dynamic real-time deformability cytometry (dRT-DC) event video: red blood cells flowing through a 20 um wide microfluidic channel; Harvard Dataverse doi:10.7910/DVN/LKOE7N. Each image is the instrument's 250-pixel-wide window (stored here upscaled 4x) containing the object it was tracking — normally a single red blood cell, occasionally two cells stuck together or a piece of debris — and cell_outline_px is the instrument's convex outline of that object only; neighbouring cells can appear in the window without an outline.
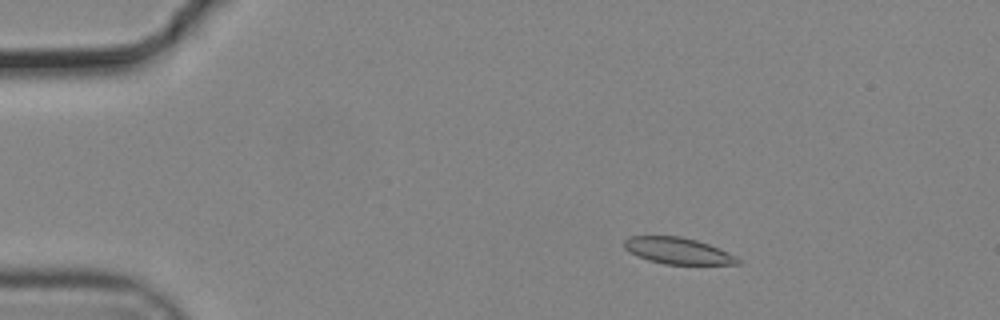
{"species": "common noctule bat (a hibernating species)", "species_latin": "Nyctalus noctula", "temperature_condition": "cold", "stored_images_in_passage": 55, "camera_frame_rate_fps": 3000, "um_per_image_px": 0.085, "animal": {"sex": "male", "body_mass_g": 19.2, "forearm_length_mm": 51.8}, "frame": {"image": 1, "passage_image": 9, "time_ms": 2.667, "image_size_px": [1000, 320], "cell_outline_px": [[740, 264], [664, 264], [648, 260], [636, 256], [628, 252], [624, 248], [624, 240], [628, 236], [680, 236], [696, 240], [720, 248], [736, 256], [740, 260]], "centroid_in_image_um": [57.58, 21.31], "position_along_channel_um": 27.4, "area_um2": 17.57}}
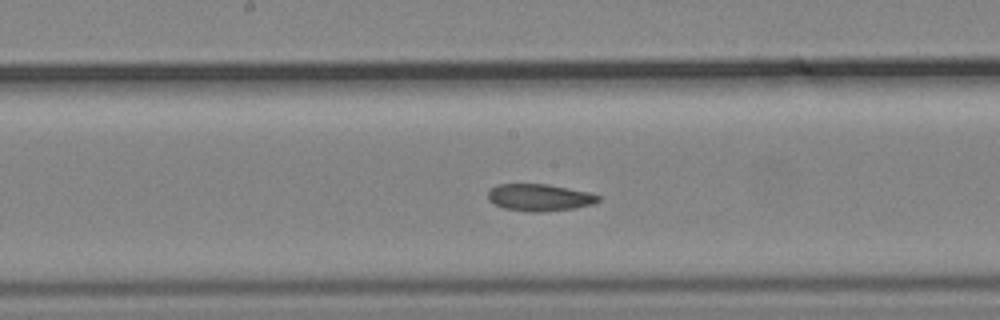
{"frame": {"image": 2, "passage_image": 29, "time_ms": 9.333, "image_size_px": [1000, 320], "cell_outline_px": [[600, 200], [592, 204], [572, 208], [540, 212], [528, 212], [504, 208], [488, 200], [488, 192], [496, 184], [548, 184], [592, 192], [600, 196]], "centroid_in_image_um": [45.87, 16.77], "position_along_channel_um": 202.3, "area_um2": 17.4}}
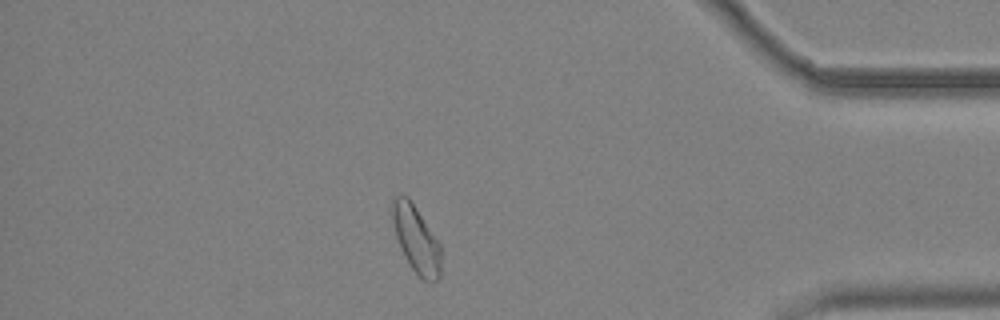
{"frame": {"image": 3, "passage_image": 48, "time_ms": 15.667, "image_size_px": [1000, 320], "cell_outline_px": [[440, 276], [432, 284], [424, 280], [412, 268], [404, 256], [400, 248], [388, 212], [392, 200], [396, 196], [408, 196], [440, 244]], "centroid_in_image_um": [35.32, 20.31], "position_along_channel_um": 399.9, "area_um2": 19.07}}